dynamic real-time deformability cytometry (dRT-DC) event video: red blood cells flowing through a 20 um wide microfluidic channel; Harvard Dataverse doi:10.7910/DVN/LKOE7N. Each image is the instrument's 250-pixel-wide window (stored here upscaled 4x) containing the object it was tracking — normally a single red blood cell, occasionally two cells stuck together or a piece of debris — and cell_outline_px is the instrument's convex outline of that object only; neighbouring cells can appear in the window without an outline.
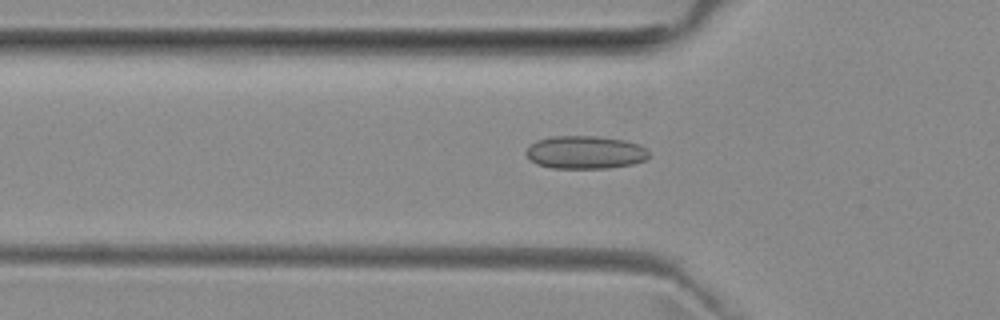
{"species": "common noctule bat (a hibernating species)", "species_latin": "Nyctalus noctula", "temperature_condition": "room temperature", "stored_images_in_passage": 47, "camera_frame_rate_fps": 3000, "um_per_image_px": 0.085, "animal": {"sex": "female", "body_mass_g": 29.2, "forearm_length_mm": 56.3}, "frame": {"image": 1, "passage_image": 15, "time_ms": 4.667, "image_size_px": [1000, 320], "cell_outline_px": [[648, 156], [644, 160], [632, 164], [608, 168], [552, 168], [536, 164], [524, 152], [536, 140], [552, 136], [596, 136], [624, 140], [640, 144], [648, 152]], "centroid_in_image_um": [49.73, 12.94], "position_along_channel_um": 76.1, "area_um2": 23.52}}
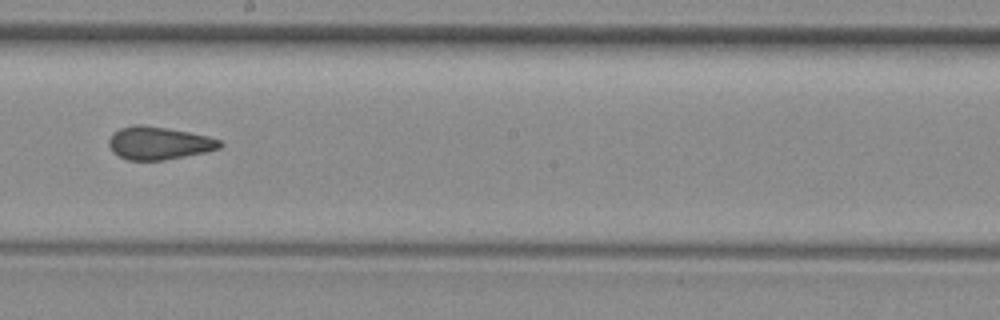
{"frame": {"image": 2, "passage_image": 27, "time_ms": 8.667, "image_size_px": [1000, 320], "cell_outline_px": [[224, 144], [220, 148], [204, 152], [164, 160], [128, 160], [112, 152], [108, 144], [108, 140], [120, 128], [136, 124], [144, 124], [168, 128], [208, 136], [220, 140]], "centroid_in_image_um": [13.5, 12.16], "position_along_channel_um": 234.7, "area_um2": 21.15}}
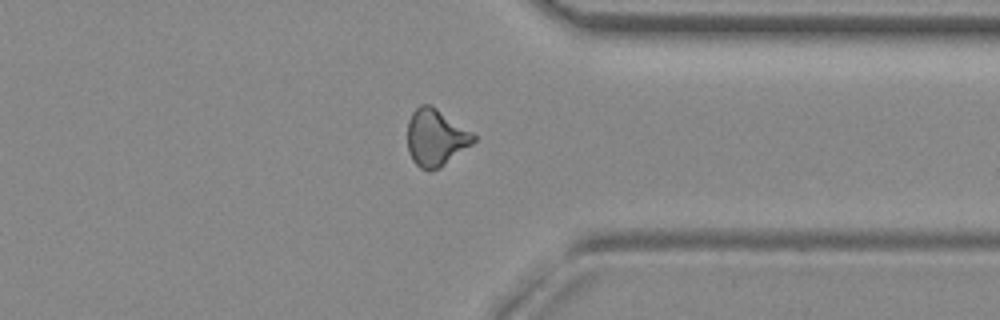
{"frame": {"image": 3, "passage_image": 38, "time_ms": 12.333, "image_size_px": [1000, 320], "cell_outline_px": [[476, 140], [472, 144], [440, 168], [428, 172], [420, 168], [412, 160], [408, 152], [408, 120], [412, 112], [420, 104], [428, 104], [436, 108], [472, 132], [476, 136]], "centroid_in_image_um": [37.02, 11.72], "position_along_channel_um": 374.4, "area_um2": 21.91}, "authors_computed_cell_mechanics": {"area_um2": 21.5594, "velocity_mm_per_s": 3.9527, "shape_relaxation_time_tau1_ms": null, "shape_relaxation_time_tau2_ms": 2.1252, "deformation_change_tau1": null, "deformation_change_tau2": 0.0888}}